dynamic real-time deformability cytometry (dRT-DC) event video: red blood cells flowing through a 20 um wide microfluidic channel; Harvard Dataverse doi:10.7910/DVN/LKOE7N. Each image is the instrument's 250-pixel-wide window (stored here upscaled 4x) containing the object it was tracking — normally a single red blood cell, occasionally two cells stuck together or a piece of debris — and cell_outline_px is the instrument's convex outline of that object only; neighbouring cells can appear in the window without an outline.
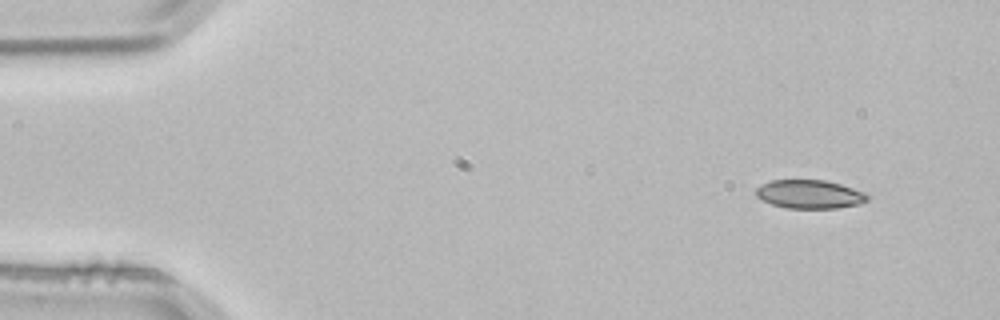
{"species": "common noctule bat (a hibernating species)", "species_latin": "Nyctalus noctula", "temperature_condition": "room temperature", "stored_images_in_passage": 3, "camera_frame_rate_fps": 3000, "um_per_image_px": 0.085, "animal": {"sex": "male", "body_mass_g": 21.5, "forearm_length_mm": 52.0}, "frame": {"image": 1, "passage_image": 1, "time_ms": 0.0, "image_size_px": [1000, 320], "cell_outline_px": [[868, 200], [856, 204], [836, 208], [788, 208], [772, 204], [760, 200], [756, 196], [756, 188], [760, 184], [772, 180], [824, 180], [840, 184], [864, 192], [868, 196]], "centroid_in_image_um": [68.76, 16.5], "position_along_channel_um": 16.2, "area_um2": 18.44}}
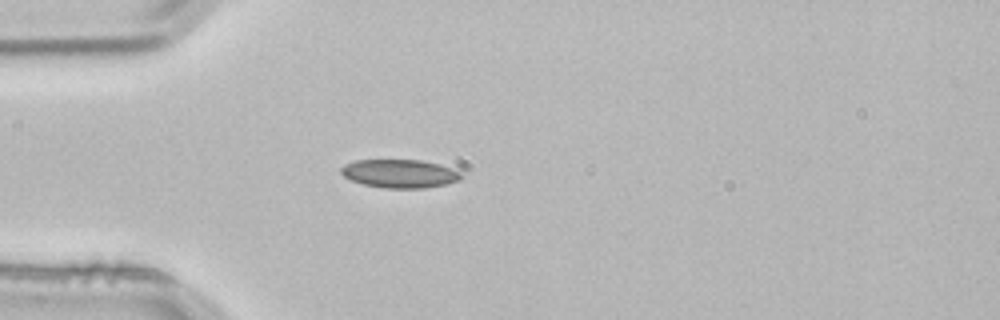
{"frame": {"image": 2, "passage_image": 3, "time_ms": 0.667, "image_size_px": [1000, 320], "cell_outline_px": [[464, 176], [460, 180], [448, 184], [424, 188], [384, 188], [364, 184], [352, 180], [344, 176], [340, 172], [340, 168], [344, 164], [356, 160], [420, 160], [440, 164], [452, 168], [460, 172]], "centroid_in_image_um": [34.01, 14.75], "position_along_channel_um": 51.0, "area_um2": 20.0}}